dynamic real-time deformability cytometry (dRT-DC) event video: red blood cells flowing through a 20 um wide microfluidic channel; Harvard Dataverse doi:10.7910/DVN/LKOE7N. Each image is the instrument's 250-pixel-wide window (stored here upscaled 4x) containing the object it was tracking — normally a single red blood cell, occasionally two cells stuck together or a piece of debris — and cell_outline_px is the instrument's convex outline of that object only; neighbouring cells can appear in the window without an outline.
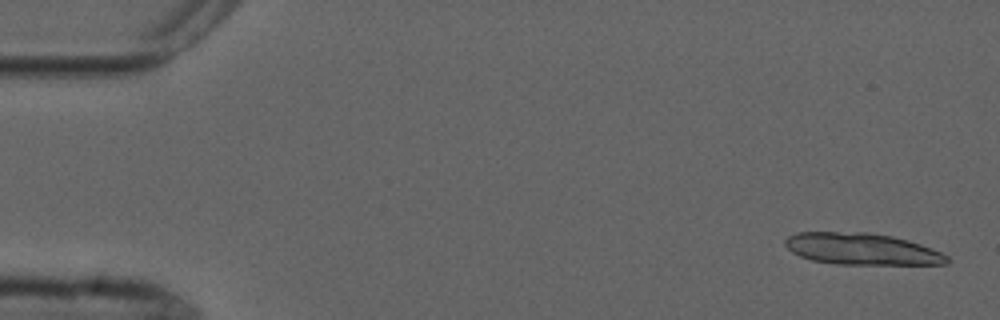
{"species": "common noctule bat (a hibernating species)", "species_latin": "Nyctalus noctula", "temperature_condition": "cold", "stored_images_in_passage": 4, "camera_frame_rate_fps": 3000, "um_per_image_px": 0.085, "animal": {"sex": "male", "forearm_length_mm": 52.5}, "frame": {"image": 1, "passage_image": 1, "time_ms": 0.0, "image_size_px": [1000, 320], "cell_outline_px": [[948, 264], [836, 264], [812, 260], [800, 256], [792, 252], [784, 244], [784, 240], [788, 236], [796, 232], [868, 232], [892, 236], [908, 240], [932, 248], [948, 256]], "centroid_in_image_um": [73.23, 21.16], "position_along_channel_um": 11.8, "area_um2": 29.82}}